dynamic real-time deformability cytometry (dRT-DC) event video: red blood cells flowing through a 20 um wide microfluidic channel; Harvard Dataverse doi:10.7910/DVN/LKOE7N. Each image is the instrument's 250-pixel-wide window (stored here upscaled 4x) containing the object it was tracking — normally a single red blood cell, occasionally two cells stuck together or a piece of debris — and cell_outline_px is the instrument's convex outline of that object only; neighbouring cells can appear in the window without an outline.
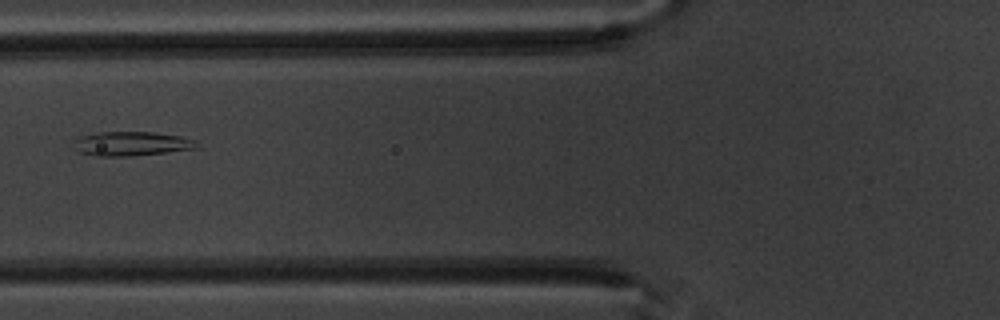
{"species": "common noctule bat (a hibernating species)", "species_latin": "Nyctalus noctula", "temperature_condition": "warm", "stored_images_in_passage": 3, "camera_frame_rate_fps": 3000, "um_per_image_px": 0.085, "animal": {"sex": "male", "body_mass_g": 20.1, "forearm_length_mm": 53.5}, "frame": {"image": 1, "passage_image": 2, "time_ms": 1.333, "image_size_px": [1000, 320], "cell_outline_px": [[200, 144], [196, 148], [164, 152], [128, 156], [96, 156], [80, 152], [76, 148], [72, 140], [80, 136], [96, 132], [152, 132], [180, 136], [196, 140]], "centroid_in_image_um": [11.15, 12.2], "position_along_channel_um": 114.6, "area_um2": 17.28}}
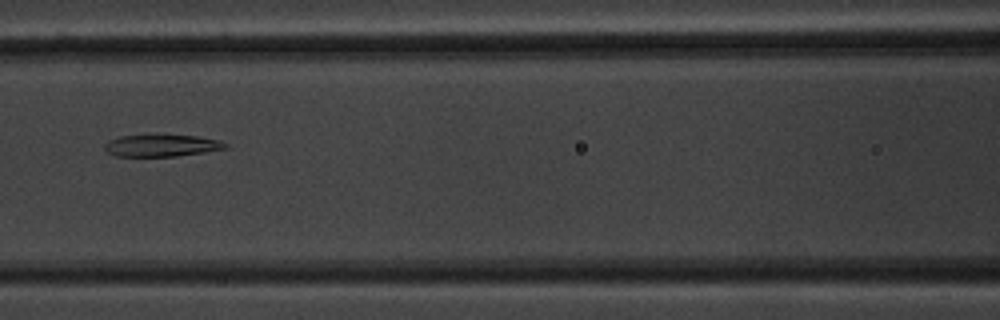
{"frame": {"image": 2, "passage_image": 3, "time_ms": 2.333, "image_size_px": [1000, 320], "cell_outline_px": [[228, 148], [204, 152], [176, 156], [112, 156], [104, 148], [104, 144], [108, 140], [120, 136], [156, 132], [196, 136], [220, 140], [228, 144]], "centroid_in_image_um": [13.71, 12.32], "position_along_channel_um": 152.9, "area_um2": 16.3}}